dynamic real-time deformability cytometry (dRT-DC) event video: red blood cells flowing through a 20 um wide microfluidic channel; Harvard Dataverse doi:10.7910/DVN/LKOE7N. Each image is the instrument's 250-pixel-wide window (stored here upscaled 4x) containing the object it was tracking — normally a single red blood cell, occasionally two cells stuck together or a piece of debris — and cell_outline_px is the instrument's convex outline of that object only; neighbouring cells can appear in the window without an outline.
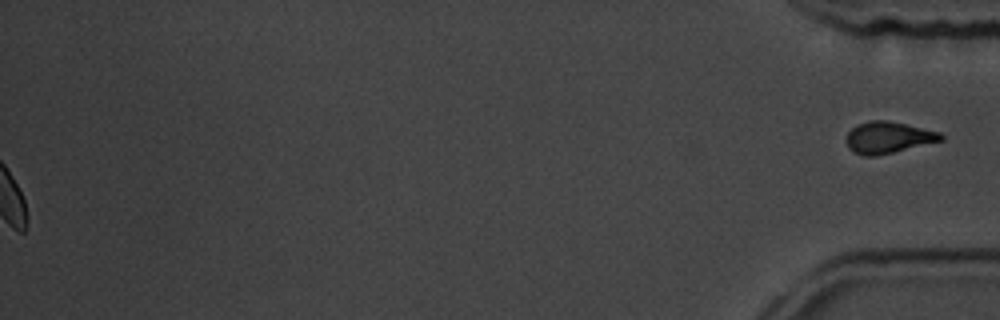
{"species": "common noctule bat (a hibernating species)", "species_latin": "Nyctalus noctula", "temperature_condition": "room temperature", "stored_images_in_passage": 59, "segment_of_instrument_passage": [2, 2], "camera_frame_rate_fps": 3000, "um_per_image_px": 0.085, "animal": {"sex": "male", "body_mass_g": 19.5, "forearm_length_mm": 54.6}, "frame": {"image": 1, "passage_image": 59, "time_ms": 19.333, "image_size_px": [1000, 320], "cell_outline_px": [[944, 140], [876, 156], [864, 156], [852, 152], [848, 148], [848, 132], [856, 124], [868, 120], [888, 120], [940, 132], [944, 136]], "centroid_in_image_um": [75.49, 11.68], "position_along_channel_um": 359.7, "area_um2": 17.4}}